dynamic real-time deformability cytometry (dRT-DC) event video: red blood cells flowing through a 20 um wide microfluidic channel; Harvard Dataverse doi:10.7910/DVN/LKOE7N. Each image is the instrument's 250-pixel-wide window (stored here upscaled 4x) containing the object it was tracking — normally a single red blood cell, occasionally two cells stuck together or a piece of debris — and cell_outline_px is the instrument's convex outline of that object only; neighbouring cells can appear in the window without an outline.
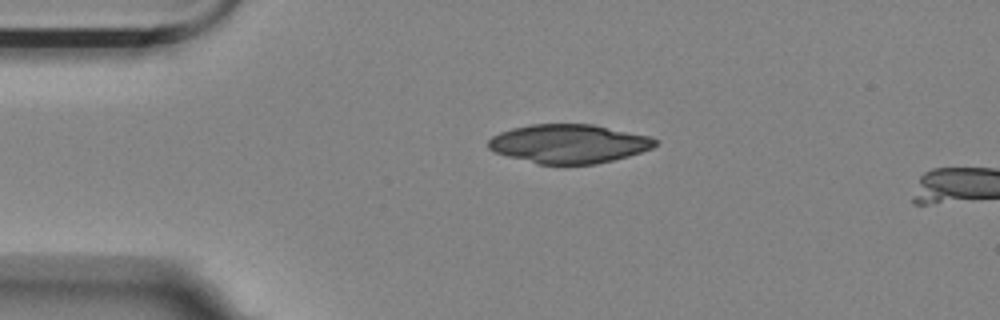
{"species": "Egyptian fruit bat (a non-hibernating species)", "species_latin": "Rousettus aegyptiacus", "temperature_condition": "room temperature", "stored_images_in_passage": 2, "camera_frame_rate_fps": 3000, "um_per_image_px": 0.085, "animal": {"sex": "female"}, "frame": {"image": 1, "passage_image": 1, "time_ms": 0.0, "image_size_px": [1000, 320], "cell_outline_px": [[660, 140], [652, 148], [628, 156], [596, 164], [536, 164], [508, 156], [496, 152], [488, 148], [488, 140], [492, 136], [500, 132], [512, 128], [528, 124], [592, 124], [648, 136]], "centroid_in_image_um": [48.33, 12.21], "position_along_channel_um": 36.7, "area_um2": 37.69}}